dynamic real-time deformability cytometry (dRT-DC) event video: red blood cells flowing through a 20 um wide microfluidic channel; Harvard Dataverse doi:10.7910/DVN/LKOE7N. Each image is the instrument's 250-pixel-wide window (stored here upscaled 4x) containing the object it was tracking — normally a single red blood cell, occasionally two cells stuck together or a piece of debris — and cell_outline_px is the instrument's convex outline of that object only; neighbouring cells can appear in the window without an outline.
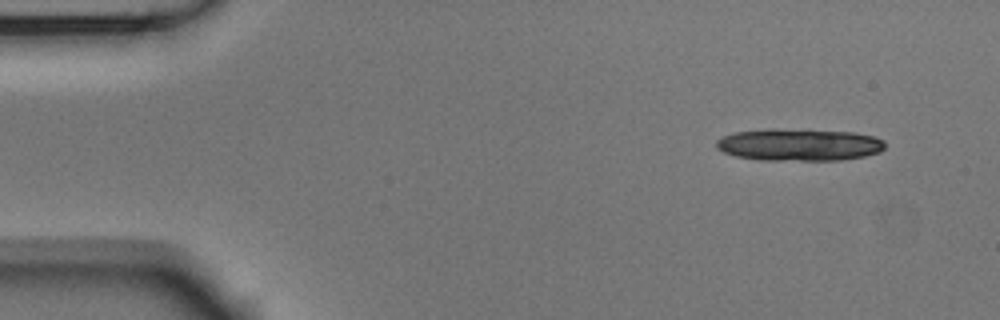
{"species": "Egyptian fruit bat (a non-hibernating species)", "species_latin": "Rousettus aegyptiacus", "temperature_condition": "room temperature", "stored_images_in_passage": 5, "segment_of_instrument_passage": [1, 2], "camera_frame_rate_fps": 3000, "um_per_image_px": 0.085, "animal": {"sex": "male"}, "frame": {"image": 1, "passage_image": 1, "time_ms": 0.0, "image_size_px": [1000, 320], "cell_outline_px": [[884, 148], [880, 152], [864, 156], [840, 160], [760, 160], [736, 156], [724, 152], [716, 148], [716, 140], [724, 136], [736, 132], [808, 128], [852, 132], [872, 136], [884, 140]], "centroid_in_image_um": [67.97, 12.3], "position_along_channel_um": 17.0, "area_um2": 31.56}}